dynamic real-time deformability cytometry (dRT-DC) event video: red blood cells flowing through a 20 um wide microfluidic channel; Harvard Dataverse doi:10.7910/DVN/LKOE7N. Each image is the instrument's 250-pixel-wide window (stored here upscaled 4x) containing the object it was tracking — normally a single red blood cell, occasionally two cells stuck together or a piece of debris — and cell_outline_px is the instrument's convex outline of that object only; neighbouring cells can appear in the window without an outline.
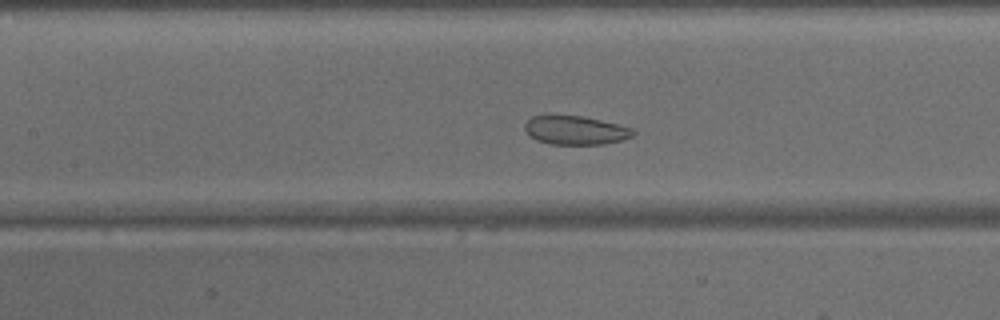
{"species": "common noctule bat (a hibernating species)", "species_latin": "Nyctalus noctula", "temperature_condition": "warm", "stored_images_in_passage": 50, "camera_frame_rate_fps": 3000, "um_per_image_px": 0.085, "animal": {"sex": "male", "body_mass_g": 15.6}, "frame": {"image": 1, "passage_image": 23, "time_ms": 7.333, "image_size_px": [1000, 320], "cell_outline_px": [[636, 132], [632, 136], [620, 140], [604, 144], [548, 144], [536, 140], [528, 136], [524, 128], [524, 124], [532, 116], [548, 112], [580, 116], [600, 120], [632, 128]], "centroid_in_image_um": [48.8, 11.03], "position_along_channel_um": 158.6, "area_um2": 18.67}}
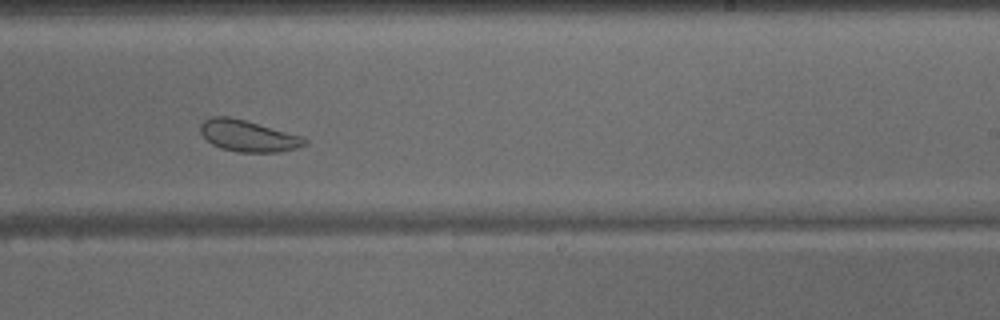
{"frame": {"image": 2, "passage_image": 31, "time_ms": 10.0, "image_size_px": [1000, 320], "cell_outline_px": [[308, 144], [296, 148], [280, 152], [236, 152], [220, 148], [212, 144], [200, 132], [200, 124], [204, 120], [212, 116], [228, 116], [244, 120], [304, 136], [308, 140]], "centroid_in_image_um": [21.11, 11.55], "position_along_channel_um": 267.9, "area_um2": 19.19}}
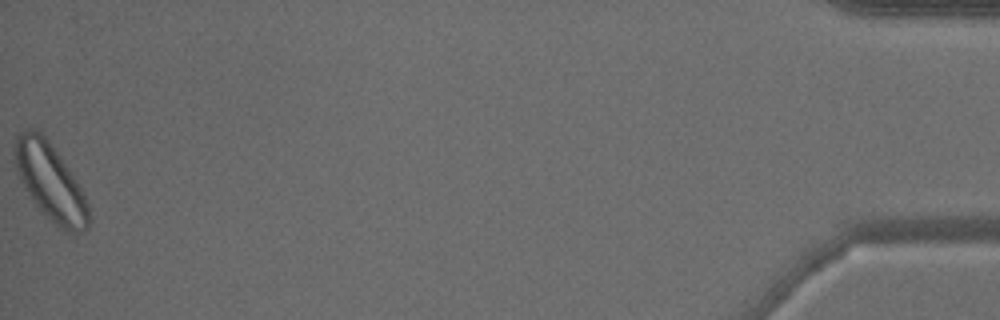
{"frame": {"image": 3, "passage_image": 50, "time_ms": 16.333, "image_size_px": [1000, 320], "cell_outline_px": [[88, 228], [72, 236], [64, 232], [44, 216], [40, 212], [20, 180], [16, 168], [16, 136], [20, 132], [28, 128], [36, 128], [44, 136], [56, 152], [80, 188], [88, 204]], "centroid_in_image_um": [4.28, 15.54], "position_along_channel_um": 430.9, "area_um2": 32.54}}